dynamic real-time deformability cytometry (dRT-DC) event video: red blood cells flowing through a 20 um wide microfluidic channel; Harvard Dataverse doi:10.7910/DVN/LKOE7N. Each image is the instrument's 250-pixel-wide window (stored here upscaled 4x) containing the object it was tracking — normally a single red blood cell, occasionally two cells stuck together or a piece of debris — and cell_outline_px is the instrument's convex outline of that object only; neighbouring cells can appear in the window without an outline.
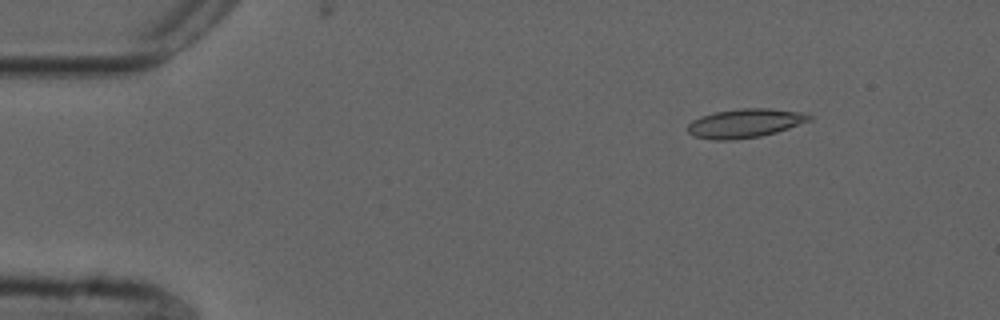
{"species": "common noctule bat (a hibernating species)", "species_latin": "Nyctalus noctula", "temperature_condition": "cold", "stored_images_in_passage": 54, "camera_frame_rate_fps": 3000, "um_per_image_px": 0.085, "animal": {"sex": "male", "forearm_length_mm": 52.5}, "frame": {"image": 1, "passage_image": 7, "time_ms": 2.0, "image_size_px": [1000, 320], "cell_outline_px": [[812, 120], [776, 132], [760, 136], [732, 140], [712, 140], [692, 136], [688, 132], [688, 124], [692, 120], [700, 116], [712, 112], [740, 108], [768, 108], [804, 112], [812, 116]], "centroid_in_image_um": [63.3, 10.47], "position_along_channel_um": 21.7, "area_um2": 20.69}}
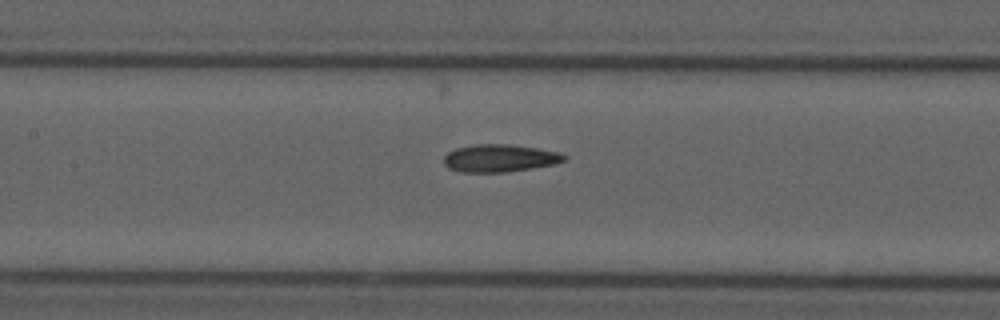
{"frame": {"image": 2, "passage_image": 25, "time_ms": 8.0, "image_size_px": [1000, 320], "cell_outline_px": [[568, 160], [552, 164], [532, 168], [504, 172], [460, 172], [448, 168], [444, 164], [444, 156], [448, 152], [456, 148], [476, 144], [508, 144], [536, 148], [560, 152], [568, 156]], "centroid_in_image_um": [42.48, 13.44], "position_along_channel_um": 164.9, "area_um2": 19.36}}
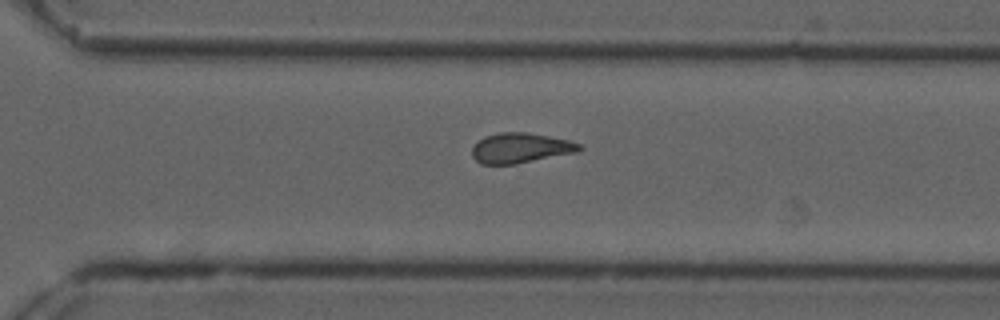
{"frame": {"image": 3, "passage_image": 38, "time_ms": 12.333, "image_size_px": [1000, 320], "cell_outline_px": [[584, 148], [580, 152], [516, 164], [480, 164], [472, 156], [472, 148], [484, 136], [500, 132], [528, 132], [568, 140], [580, 144]], "centroid_in_image_um": [44.28, 12.58], "position_along_channel_um": 326.3, "area_um2": 18.96}, "authors_computed_cell_mechanics": {"area_um2": 19.3919, "velocity_mm_per_s": 3.7404, "shape_relaxation_time_tau1_ms": 10.2594, "shape_relaxation_time_tau2_ms": 3.8433, "deformation_change_tau1": 0.2172, "deformation_change_tau2": 0.1304}}